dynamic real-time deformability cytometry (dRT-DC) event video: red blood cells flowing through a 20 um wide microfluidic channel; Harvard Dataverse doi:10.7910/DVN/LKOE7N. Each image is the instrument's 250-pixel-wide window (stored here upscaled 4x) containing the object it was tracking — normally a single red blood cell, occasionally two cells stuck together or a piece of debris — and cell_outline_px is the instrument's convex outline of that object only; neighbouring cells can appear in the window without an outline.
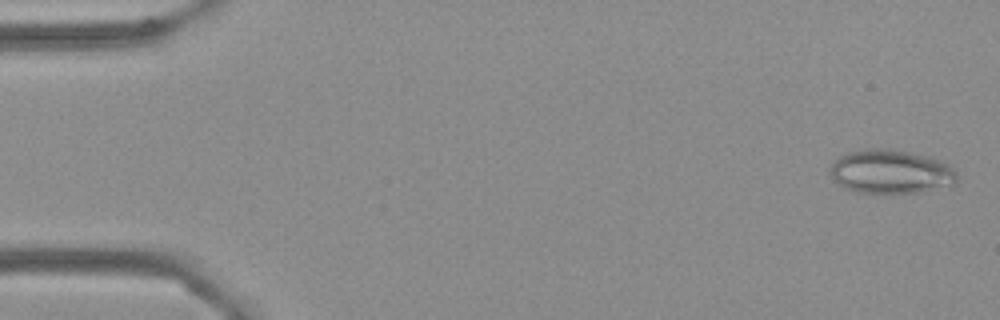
{"species": "Egyptian fruit bat (a non-hibernating species)", "species_latin": "Rousettus aegyptiacus", "temperature_condition": "cold", "stored_images_in_passage": 56, "camera_frame_rate_fps": 3000, "um_per_image_px": 0.085, "frame": {"image": 1, "passage_image": 2, "time_ms": 0.333, "image_size_px": [1000, 320], "cell_outline_px": [[956, 184], [924, 192], [856, 192], [844, 188], [832, 180], [828, 172], [828, 168], [840, 156], [848, 152], [868, 148], [880, 148], [908, 152], [928, 156], [940, 160], [948, 164], [956, 172]], "centroid_in_image_um": [75.69, 14.59], "position_along_channel_um": 9.3, "area_um2": 32.48}}
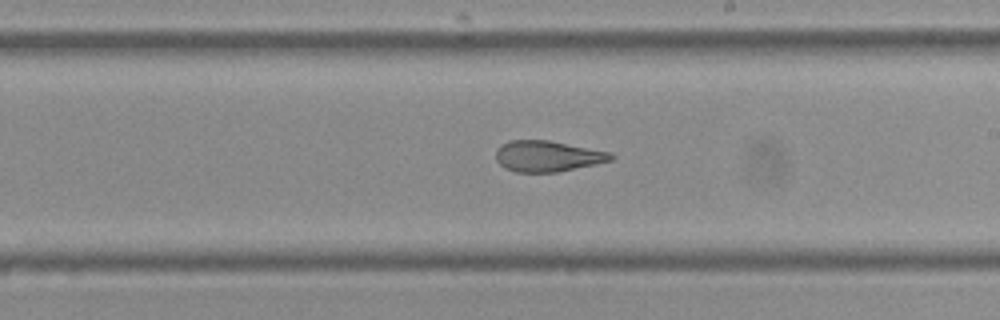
{"frame": {"image": 2, "passage_image": 32, "time_ms": 10.333, "image_size_px": [1000, 320], "cell_outline_px": [[616, 156], [612, 160], [596, 164], [560, 172], [516, 172], [504, 168], [496, 160], [496, 148], [500, 144], [508, 140], [548, 140], [612, 152]], "centroid_in_image_um": [46.54, 13.27], "position_along_channel_um": 242.5, "area_um2": 21.04}}
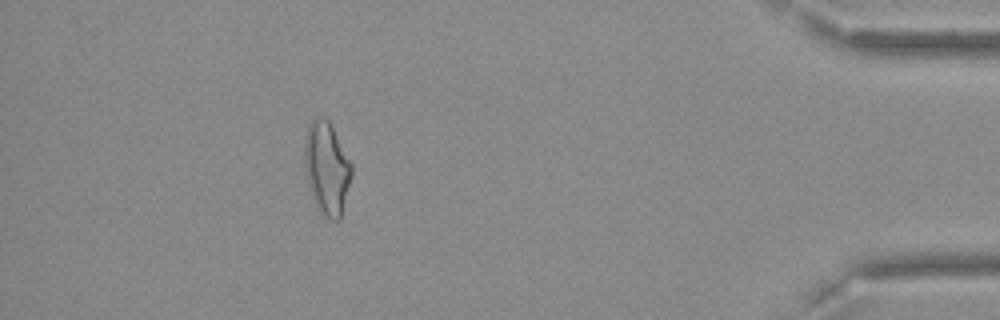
{"frame": {"image": 3, "passage_image": 50, "time_ms": 16.333, "image_size_px": [1000, 320], "cell_outline_px": [[352, 176], [340, 220], [332, 220], [316, 204], [308, 188], [304, 164], [304, 140], [308, 124], [316, 116], [324, 116], [328, 120], [352, 164]], "centroid_in_image_um": [27.76, 14.24], "position_along_channel_um": 407.4, "area_um2": 25.32}, "authors_computed_cell_mechanics": {"area_um2": 23.7269, "velocity_mm_per_s": 3.627, "shape_relaxation_time_tau1_ms": null, "shape_relaxation_time_tau2_ms": 2.0312, "deformation_change_tau1": null, "deformation_change_tau2": 0.1102}}